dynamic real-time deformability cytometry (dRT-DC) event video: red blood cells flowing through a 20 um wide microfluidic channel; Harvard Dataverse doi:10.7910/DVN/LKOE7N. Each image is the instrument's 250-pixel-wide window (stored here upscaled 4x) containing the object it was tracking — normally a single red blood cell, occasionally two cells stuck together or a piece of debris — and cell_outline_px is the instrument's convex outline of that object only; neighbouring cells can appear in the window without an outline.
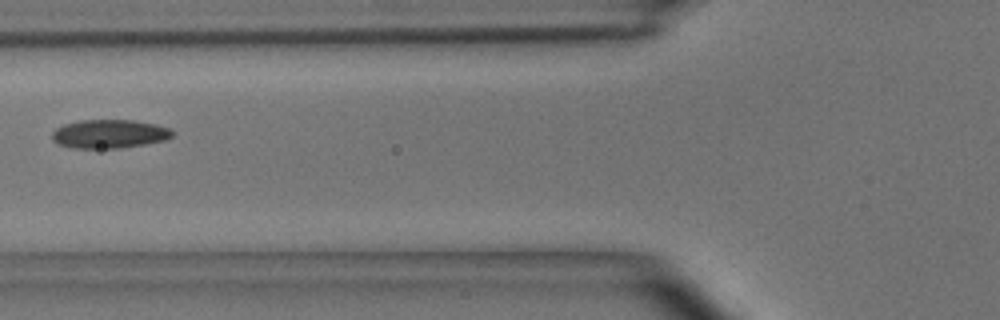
{"species": "common noctule bat (a hibernating species)", "species_latin": "Nyctalus noctula", "temperature_condition": "room temperature", "stored_images_in_passage": 3, "camera_frame_rate_fps": 3000, "um_per_image_px": 0.085, "animal": {"sex": "male", "body_mass_g": 15.6}, "frame": {"image": 1, "passage_image": 2, "time_ms": 0.333, "image_size_px": [1000, 320], "cell_outline_px": [[176, 132], [172, 136], [164, 140], [144, 144], [120, 148], [72, 148], [56, 144], [52, 140], [52, 132], [56, 128], [64, 124], [80, 120], [132, 120], [156, 124], [168, 128]], "centroid_in_image_um": [9.27, 11.38], "position_along_channel_um": 116.5, "area_um2": 20.17}}